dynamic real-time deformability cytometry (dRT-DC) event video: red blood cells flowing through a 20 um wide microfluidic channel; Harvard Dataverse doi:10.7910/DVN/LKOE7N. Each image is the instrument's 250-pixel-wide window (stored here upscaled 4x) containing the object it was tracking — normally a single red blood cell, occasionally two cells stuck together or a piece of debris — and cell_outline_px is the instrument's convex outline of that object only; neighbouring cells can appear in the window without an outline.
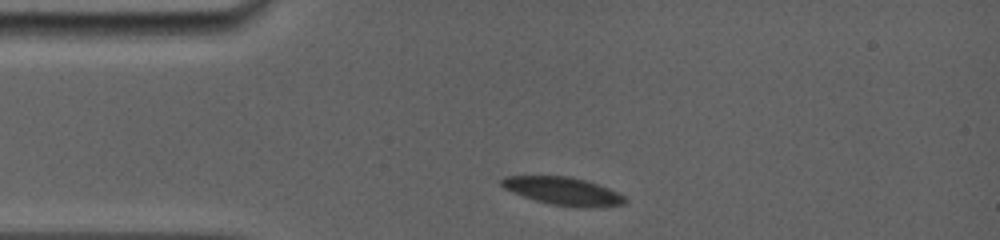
{"species": "common noctule bat (a hibernating species)", "species_latin": "Nyctalus noctula", "temperature_condition": "room temperature", "stored_images_in_passage": 11, "camera_frame_rate_fps": 5000, "um_per_image_px": 0.085, "animal": {"sex": "female", "body_mass_g": 19.0, "forearm_length_mm": 56.7}, "frame": {"image": 1, "passage_image": 1, "time_ms": 0.0, "image_size_px": [1000, 240], "cell_outline_px": [[628, 200], [624, 204], [588, 208], [584, 208], [552, 204], [536, 200], [512, 192], [504, 188], [500, 184], [500, 180], [504, 176], [572, 176], [608, 188], [624, 196]], "centroid_in_image_um": [47.85, 16.24], "position_along_channel_um": 37.1, "area_um2": 19.88}}
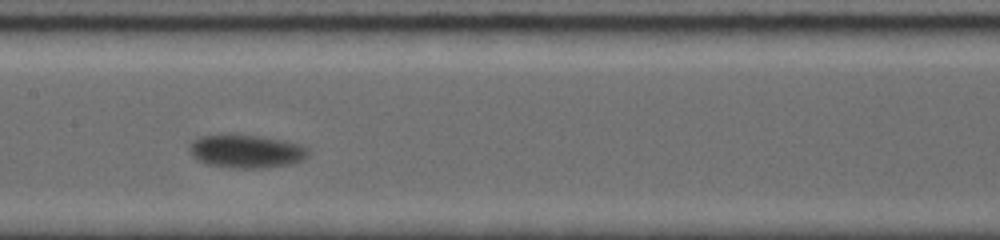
{"frame": {"image": 2, "passage_image": 7, "time_ms": 4.8, "image_size_px": [1000, 240], "cell_outline_px": [[308, 156], [304, 160], [292, 164], [260, 168], [228, 168], [204, 164], [196, 160], [188, 152], [188, 148], [192, 140], [200, 136], [256, 136], [304, 144], [308, 148]], "centroid_in_image_um": [20.92, 12.89], "position_along_channel_um": 186.5, "area_um2": 23.06}}
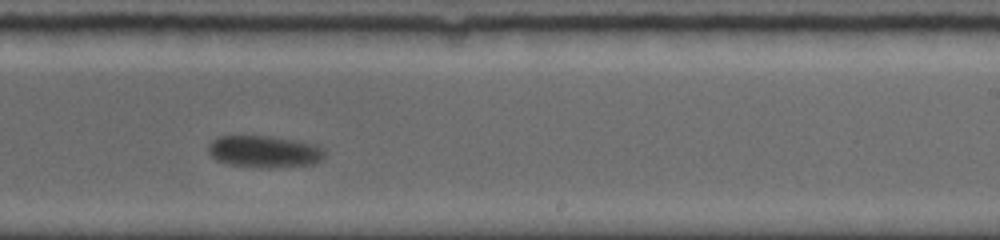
{"frame": {"image": 3, "passage_image": 10, "time_ms": 7.0, "image_size_px": [1000, 240], "cell_outline_px": [[324, 156], [320, 160], [312, 164], [268, 168], [264, 168], [228, 164], [216, 160], [208, 152], [208, 144], [212, 140], [220, 136], [272, 136], [296, 140], [316, 144], [324, 148]], "centroid_in_image_um": [22.46, 12.87], "position_along_channel_um": 266.5, "area_um2": 21.73}}